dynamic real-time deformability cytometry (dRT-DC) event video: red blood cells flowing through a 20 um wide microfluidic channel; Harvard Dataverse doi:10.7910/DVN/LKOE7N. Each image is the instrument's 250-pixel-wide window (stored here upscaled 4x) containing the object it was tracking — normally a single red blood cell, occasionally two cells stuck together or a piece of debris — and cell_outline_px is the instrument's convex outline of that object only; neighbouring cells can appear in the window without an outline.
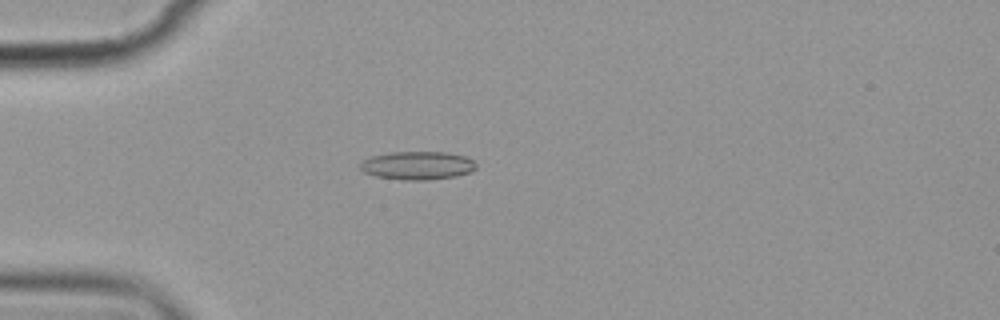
{"species": "common noctule bat (a hibernating species)", "species_latin": "Nyctalus noctula", "temperature_condition": "cold", "stored_images_in_passage": 6, "camera_frame_rate_fps": 3000, "um_per_image_px": 0.085, "animal": {"sex": "female", "body_mass_g": 19.9}, "frame": {"image": 1, "passage_image": 4, "time_ms": 3.667, "image_size_px": [1000, 320], "cell_outline_px": [[476, 168], [472, 172], [456, 176], [428, 180], [404, 180], [376, 176], [364, 172], [360, 168], [360, 164], [364, 160], [372, 156], [392, 152], [448, 152], [464, 156], [472, 160], [476, 164]], "centroid_in_image_um": [35.51, 14.07], "position_along_channel_um": 49.5, "area_um2": 19.07}}
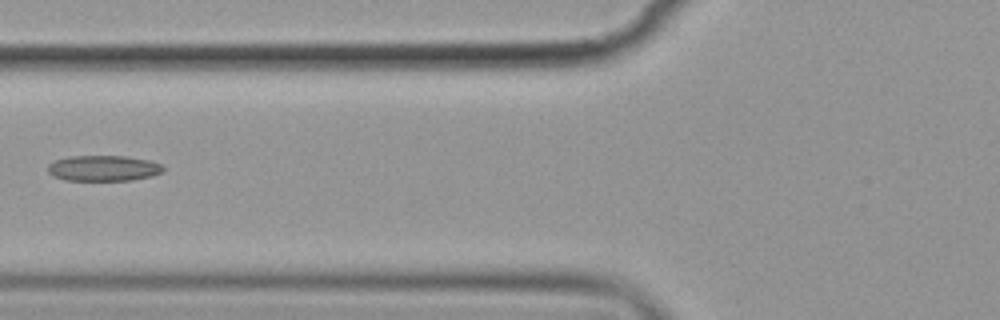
{"frame": {"image": 2, "passage_image": 6, "time_ms": 6.0, "image_size_px": [1000, 320], "cell_outline_px": [[164, 172], [152, 176], [132, 180], [64, 180], [52, 176], [48, 172], [48, 164], [56, 160], [68, 156], [124, 156], [148, 160], [160, 164], [164, 168]], "centroid_in_image_um": [8.78, 14.3], "position_along_channel_um": 117.0, "area_um2": 17.28}}